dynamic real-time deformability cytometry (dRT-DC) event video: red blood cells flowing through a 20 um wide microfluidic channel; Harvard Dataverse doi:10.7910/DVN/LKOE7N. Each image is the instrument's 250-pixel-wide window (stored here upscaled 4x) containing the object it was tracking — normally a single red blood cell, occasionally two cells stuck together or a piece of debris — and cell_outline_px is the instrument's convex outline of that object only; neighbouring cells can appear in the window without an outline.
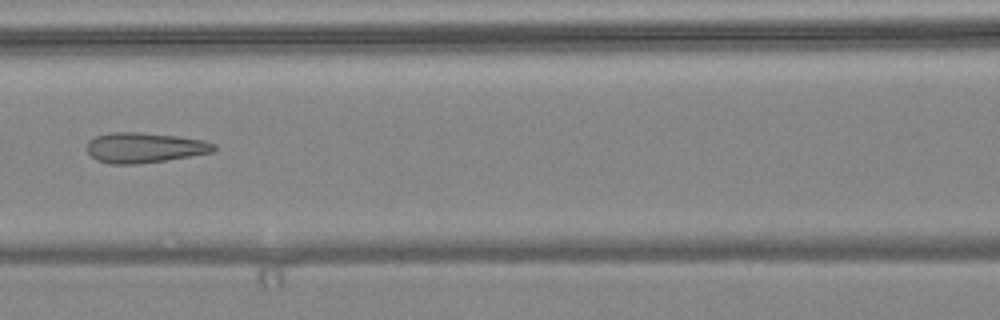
{"species": "common noctule bat (a hibernating species)", "species_latin": "Nyctalus noctula", "temperature_condition": "warm", "stored_images_in_passage": 6, "camera_frame_rate_fps": 3000, "um_per_image_px": 0.085, "animal": {"sex": "female", "body_mass_g": 24.6, "forearm_length_mm": 56.2}, "frame": {"image": 1, "passage_image": 6, "time_ms": 1.667, "image_size_px": [1000, 320], "cell_outline_px": [[216, 148], [212, 152], [164, 160], [136, 164], [108, 164], [96, 160], [88, 152], [88, 140], [96, 136], [112, 132], [140, 132], [176, 136], [204, 140], [216, 144]], "centroid_in_image_um": [12.26, 12.54], "position_along_channel_um": 154.3, "area_um2": 22.2}}